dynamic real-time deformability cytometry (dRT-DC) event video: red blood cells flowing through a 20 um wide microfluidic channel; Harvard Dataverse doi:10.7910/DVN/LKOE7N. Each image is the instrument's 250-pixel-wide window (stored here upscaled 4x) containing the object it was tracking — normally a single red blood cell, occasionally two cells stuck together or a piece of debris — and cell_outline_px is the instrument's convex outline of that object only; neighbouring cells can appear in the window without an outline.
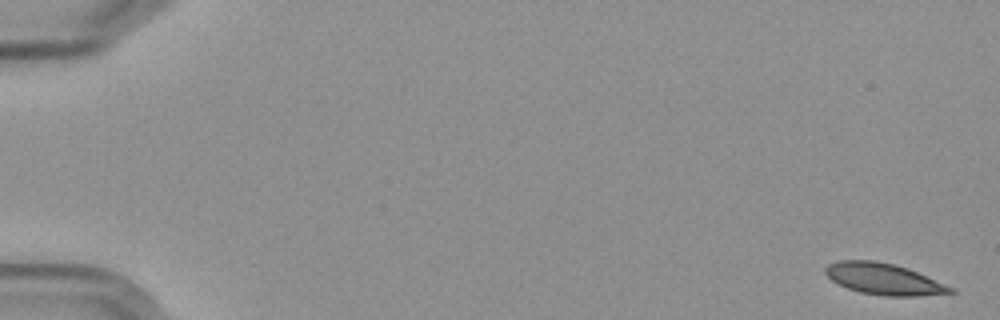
{"species": "Egyptian fruit bat (a non-hibernating species)", "species_latin": "Rousettus aegyptiacus", "temperature_condition": "cold", "stored_images_in_passage": 4, "camera_frame_rate_fps": 3000, "um_per_image_px": 0.085, "frame": {"image": 1, "passage_image": 1, "time_ms": 0.0, "image_size_px": [1000, 320], "cell_outline_px": [[956, 292], [916, 296], [884, 296], [860, 292], [848, 288], [832, 280], [824, 272], [824, 268], [828, 264], [840, 260], [872, 260], [896, 264], [908, 268], [956, 288]], "centroid_in_image_um": [75.15, 23.71], "position_along_channel_um": 9.9, "area_um2": 22.89}}